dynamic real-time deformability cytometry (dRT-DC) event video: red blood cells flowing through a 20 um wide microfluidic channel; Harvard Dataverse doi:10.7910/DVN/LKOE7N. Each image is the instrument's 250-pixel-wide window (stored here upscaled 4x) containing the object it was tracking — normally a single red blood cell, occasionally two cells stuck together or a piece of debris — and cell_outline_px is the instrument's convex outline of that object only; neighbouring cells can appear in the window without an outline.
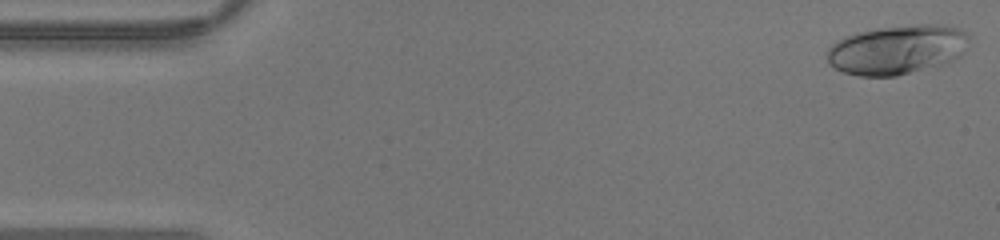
{"species": "human", "species_latin": "Homo sapiens", "temperature_condition": "warm", "stored_images_in_passage": 42, "camera_frame_rate_fps": 3000, "um_per_image_px": 0.085, "donor": {"sex": "male"}, "frame": {"image": 1, "passage_image": 1, "time_ms": 0.0, "image_size_px": [1000, 240], "cell_outline_px": [[968, 36], [964, 52], [960, 56], [944, 64], [896, 76], [860, 76], [844, 72], [828, 64], [828, 48], [836, 40], [860, 32], [880, 28], [916, 24], [936, 24], [956, 28], [964, 32]], "centroid_in_image_um": [76.24, 4.23], "position_along_channel_um": 8.8, "area_um2": 40.4}}
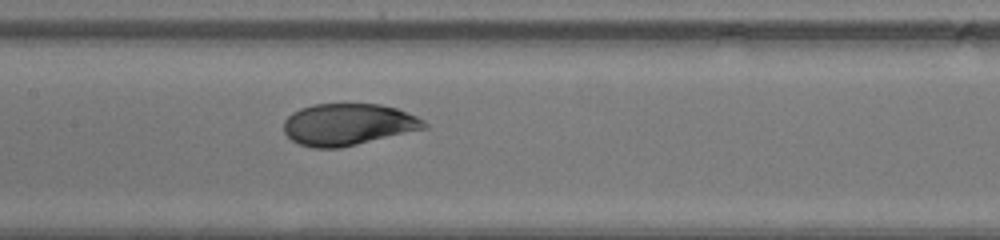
{"frame": {"image": 2, "passage_image": 20, "time_ms": 6.333, "image_size_px": [1000, 240], "cell_outline_px": [[428, 128], [340, 148], [312, 148], [300, 144], [292, 140], [284, 132], [284, 120], [292, 112], [300, 108], [312, 104], [380, 104], [396, 108], [416, 116], [424, 120], [428, 124]], "centroid_in_image_um": [29.58, 10.58], "position_along_channel_um": 177.8, "area_um2": 34.28}}
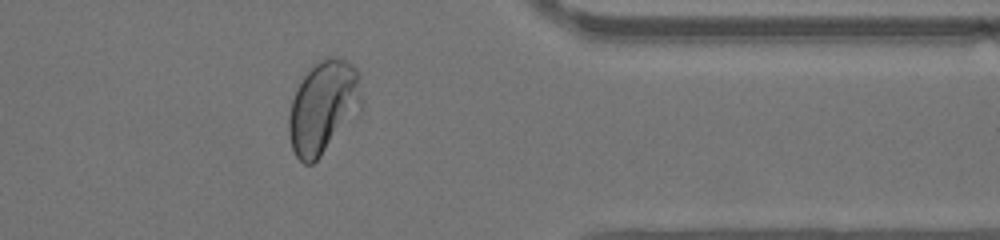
{"frame": {"image": 3, "passage_image": 34, "time_ms": 11.0, "image_size_px": [1000, 240], "cell_outline_px": [[364, 108], [320, 156], [312, 164], [304, 164], [296, 156], [292, 148], [288, 136], [288, 116], [292, 100], [296, 88], [312, 64], [328, 56], [336, 56], [352, 64], [360, 72], [364, 104]], "centroid_in_image_um": [27.51, 9.08], "position_along_channel_um": 383.9, "area_um2": 40.23}}